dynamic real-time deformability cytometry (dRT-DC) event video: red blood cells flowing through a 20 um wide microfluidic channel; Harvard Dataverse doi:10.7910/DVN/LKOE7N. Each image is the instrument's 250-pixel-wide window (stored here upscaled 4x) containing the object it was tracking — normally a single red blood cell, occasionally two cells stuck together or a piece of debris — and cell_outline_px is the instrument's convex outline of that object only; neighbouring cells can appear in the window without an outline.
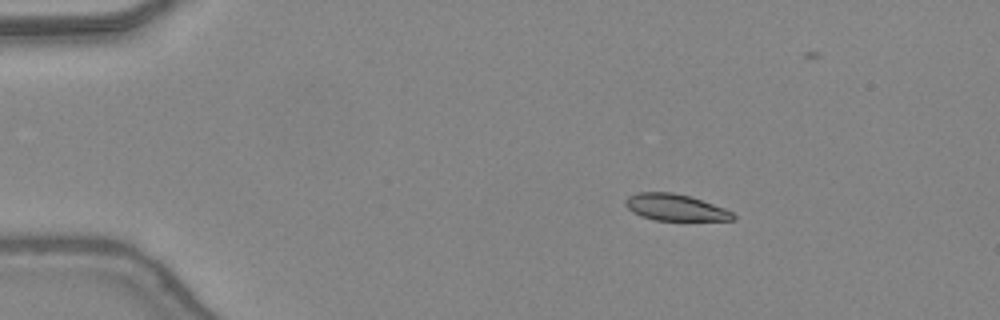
{"species": "common noctule bat (a hibernating species)", "species_latin": "Nyctalus noctula", "temperature_condition": "warm", "stored_images_in_passage": 41, "camera_frame_rate_fps": 3000, "um_per_image_px": 0.085, "animal": {"sex": "female", "body_mass_g": 24.6, "forearm_length_mm": 56.2}, "frame": {"image": 1, "passage_image": 1, "time_ms": 0.0, "image_size_px": [1000, 320], "cell_outline_px": [[736, 216], [732, 220], [656, 220], [640, 216], [632, 212], [624, 204], [624, 200], [628, 196], [636, 192], [672, 192], [692, 196], [724, 208], [732, 212]], "centroid_in_image_um": [57.36, 17.61], "position_along_channel_um": 27.6, "area_um2": 16.76}}
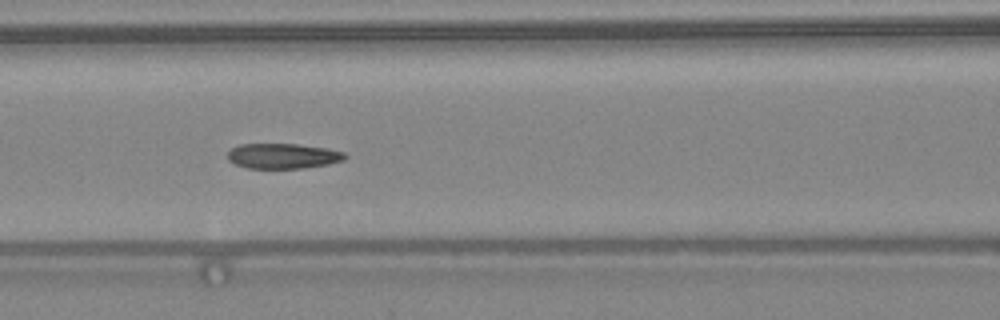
{"frame": {"image": 2, "passage_image": 14, "time_ms": 4.333, "image_size_px": [1000, 320], "cell_outline_px": [[348, 156], [344, 160], [328, 164], [304, 168], [248, 168], [236, 164], [228, 160], [228, 152], [232, 148], [240, 144], [296, 144], [328, 148], [344, 152]], "centroid_in_image_um": [24.08, 13.26], "position_along_channel_um": 142.5, "area_um2": 17.22}}
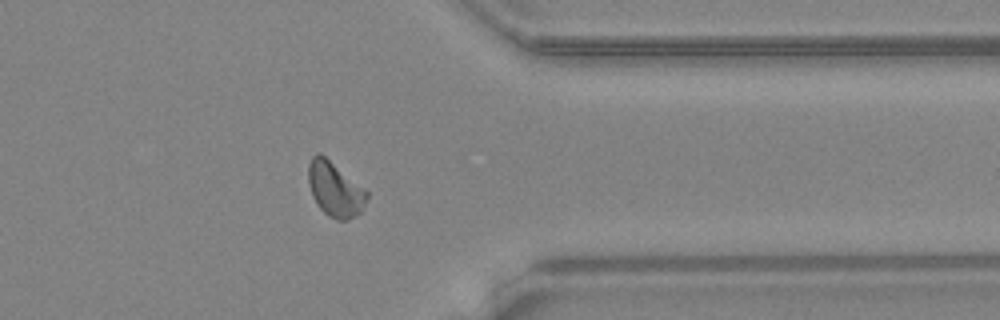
{"frame": {"image": 3, "passage_image": 31, "time_ms": 10.0, "image_size_px": [1000, 320], "cell_outline_px": [[368, 196], [364, 208], [356, 216], [348, 220], [336, 220], [328, 216], [316, 204], [312, 196], [308, 184], [308, 164], [312, 156], [316, 152], [320, 152], [364, 188], [368, 192]], "centroid_in_image_um": [28.46, 16.09], "position_along_channel_um": 382.9, "area_um2": 18.84}, "authors_computed_cell_mechanics": {"area_um2": 17.918, "velocity_mm_per_s": 4.407, "shape_relaxation_time_tau1_ms": 4.8571, "shape_relaxation_time_tau2_ms": 1.9965, "deformation_change_tau1": 0.1524, "deformation_change_tau2": 0.073}}